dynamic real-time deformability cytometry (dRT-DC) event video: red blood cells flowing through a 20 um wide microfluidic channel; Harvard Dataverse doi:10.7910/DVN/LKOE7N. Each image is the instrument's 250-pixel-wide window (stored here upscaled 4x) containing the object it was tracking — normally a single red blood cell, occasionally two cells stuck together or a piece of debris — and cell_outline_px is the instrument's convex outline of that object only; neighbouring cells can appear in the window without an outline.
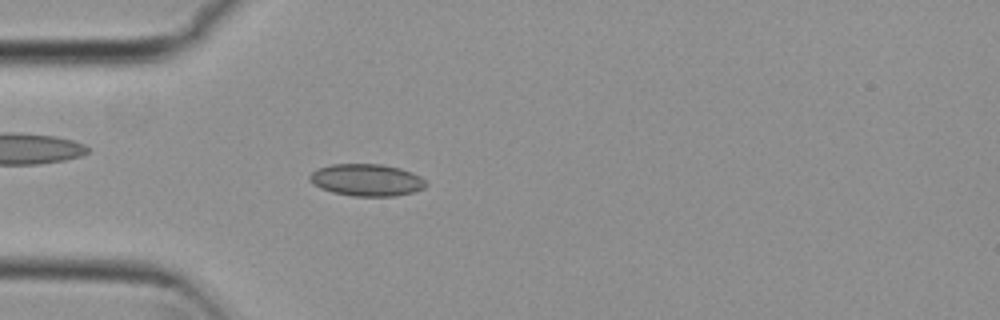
{"species": "common noctule bat (a hibernating species)", "species_latin": "Nyctalus noctula", "temperature_condition": "cold", "stored_images_in_passage": 45, "camera_frame_rate_fps": 3000, "um_per_image_px": 0.085, "animal": {"sex": "female", "body_mass_g": 29.2, "forearm_length_mm": 56.3}, "frame": {"image": 1, "passage_image": 6, "time_ms": 1.667, "image_size_px": [1000, 320], "cell_outline_px": [[428, 184], [424, 188], [412, 192], [396, 196], [352, 196], [332, 192], [320, 188], [312, 184], [308, 180], [308, 176], [312, 172], [320, 168], [332, 164], [380, 164], [400, 168], [412, 172], [420, 176]], "centroid_in_image_um": [31.15, 15.3], "position_along_channel_um": 53.8, "area_um2": 21.79}}
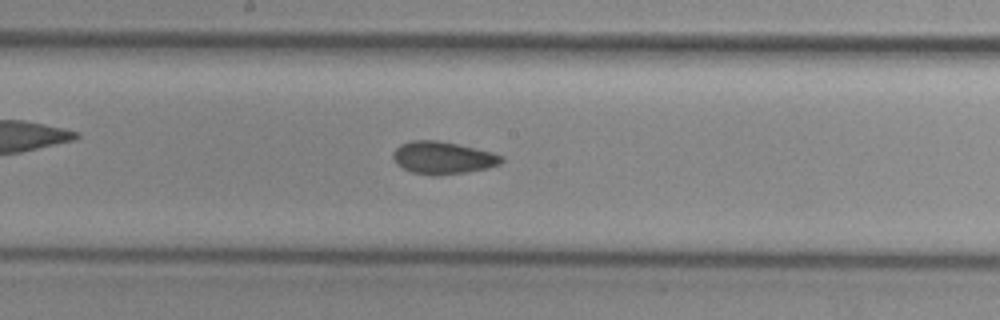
{"frame": {"image": 2, "passage_image": 19, "time_ms": 6.0, "image_size_px": [1000, 320], "cell_outline_px": [[504, 160], [500, 164], [488, 168], [468, 172], [436, 176], [432, 176], [412, 172], [396, 164], [392, 156], [392, 152], [400, 144], [412, 140], [436, 140], [456, 144], [492, 152], [504, 156]], "centroid_in_image_um": [37.64, 13.42], "position_along_channel_um": 210.6, "area_um2": 20.63}}
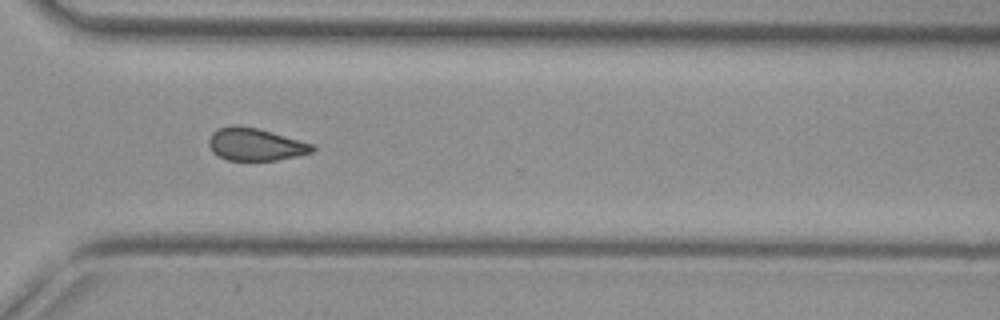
{"frame": {"image": 3, "passage_image": 30, "time_ms": 9.667, "image_size_px": [1000, 320], "cell_outline_px": [[316, 148], [312, 152], [296, 156], [276, 160], [228, 160], [212, 152], [208, 144], [208, 140], [212, 132], [220, 128], [232, 124], [236, 124], [256, 128], [316, 144]], "centroid_in_image_um": [21.71, 12.26], "position_along_channel_um": 348.9, "area_um2": 19.65}, "authors_computed_cell_mechanics": {"area_um2": 20.1722, "velocity_mm_per_s": 3.7718, "shape_relaxation_time_tau1_ms": 9.4839, "shape_relaxation_time_tau2_ms": 3.2426, "deformation_change_tau1": 0.1079, "deformation_change_tau2": 0.0824}}